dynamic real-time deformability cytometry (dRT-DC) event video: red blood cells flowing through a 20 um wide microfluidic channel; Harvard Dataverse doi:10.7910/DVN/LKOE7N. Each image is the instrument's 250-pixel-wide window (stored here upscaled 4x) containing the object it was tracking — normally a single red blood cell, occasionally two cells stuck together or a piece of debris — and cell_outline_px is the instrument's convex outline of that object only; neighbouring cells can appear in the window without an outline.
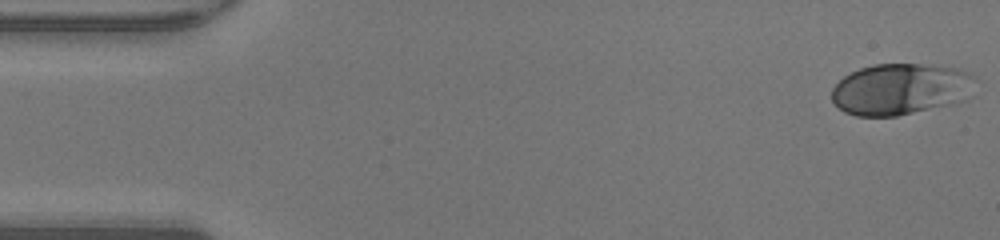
{"species": "human", "species_latin": "Homo sapiens", "temperature_condition": "warm", "stored_images_in_passage": 48, "camera_frame_rate_fps": 3000, "um_per_image_px": 0.085, "donor": {"sex": "male"}, "frame": {"image": 1, "passage_image": 1, "time_ms": 0.0, "image_size_px": [1000, 240], "cell_outline_px": [[976, 76], [972, 96], [968, 100], [952, 104], [896, 116], [856, 116], [844, 112], [832, 100], [832, 88], [844, 76], [860, 68], [876, 64], [920, 64], [956, 68], [968, 72]], "centroid_in_image_um": [76.61, 7.58], "position_along_channel_um": 8.4, "area_um2": 43.29}}
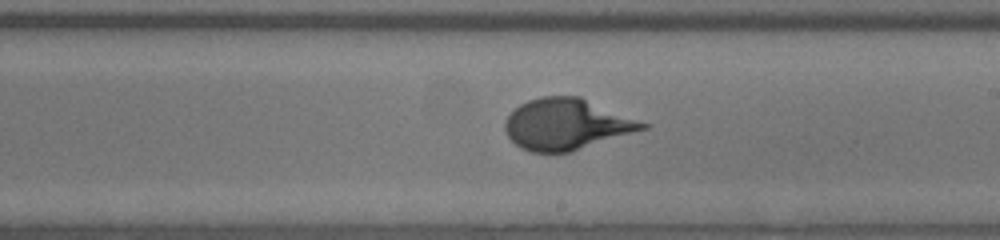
{"frame": {"image": 2, "passage_image": 27, "time_ms": 8.667, "image_size_px": [1000, 240], "cell_outline_px": [[652, 124], [648, 128], [572, 152], [532, 152], [520, 148], [508, 136], [504, 128], [504, 120], [520, 104], [528, 100], [540, 96], [580, 96]], "centroid_in_image_um": [48.2, 10.56], "position_along_channel_um": 240.8, "area_um2": 41.27}}
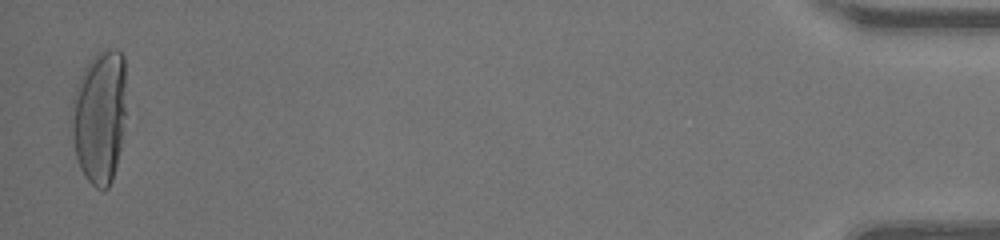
{"frame": {"image": 3, "passage_image": 47, "time_ms": 15.333, "image_size_px": [1000, 240], "cell_outline_px": [[124, 116], [120, 148], [112, 180], [108, 188], [104, 192], [96, 188], [84, 176], [80, 168], [76, 156], [72, 136], [72, 100], [76, 84], [84, 68], [92, 56], [96, 52], [104, 48], [112, 48], [120, 52], [124, 56]], "centroid_in_image_um": [8.44, 9.9], "position_along_channel_um": 426.8, "area_um2": 42.43}, "authors_computed_cell_mechanics": {"area_um2": 40.2288, "velocity_mm_per_s": 4.2813, "shape_relaxation_time_tau1_ms": 5.3763, "shape_relaxation_time_tau2_ms": null, "deformation_change_tau1": 0.2785, "deformation_change_tau2": null}}